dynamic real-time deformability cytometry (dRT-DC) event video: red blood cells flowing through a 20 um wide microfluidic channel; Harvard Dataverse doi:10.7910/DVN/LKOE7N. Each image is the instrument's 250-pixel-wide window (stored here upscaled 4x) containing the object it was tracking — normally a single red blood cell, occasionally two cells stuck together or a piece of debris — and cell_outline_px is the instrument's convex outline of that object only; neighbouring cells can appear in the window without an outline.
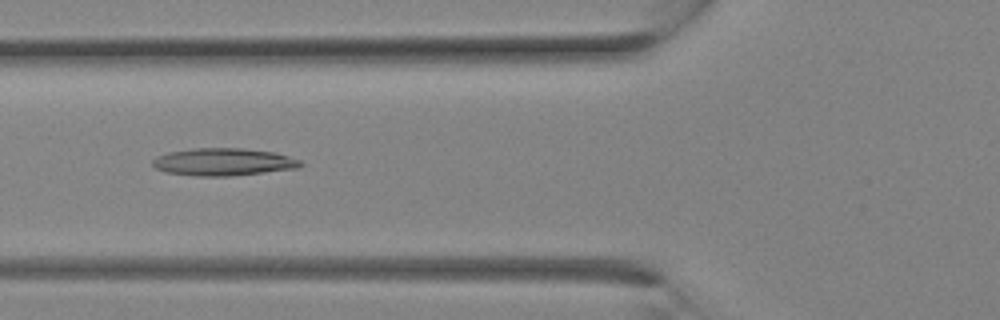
{"species": "Egyptian fruit bat (a non-hibernating species)", "species_latin": "Rousettus aegyptiacus", "temperature_condition": "room temperature", "stored_images_in_passage": 13, "camera_frame_rate_fps": 3000, "um_per_image_px": 0.085, "animal": {"sex": "female"}, "frame": {"image": 1, "passage_image": 10, "time_ms": 3.0, "image_size_px": [1000, 320], "cell_outline_px": [[304, 164], [300, 168], [228, 176], [196, 176], [164, 172], [156, 168], [152, 164], [152, 160], [156, 156], [168, 152], [192, 148], [244, 148], [276, 152], [300, 160]], "centroid_in_image_um": [18.99, 13.76], "position_along_channel_um": 106.8, "area_um2": 23.87}}
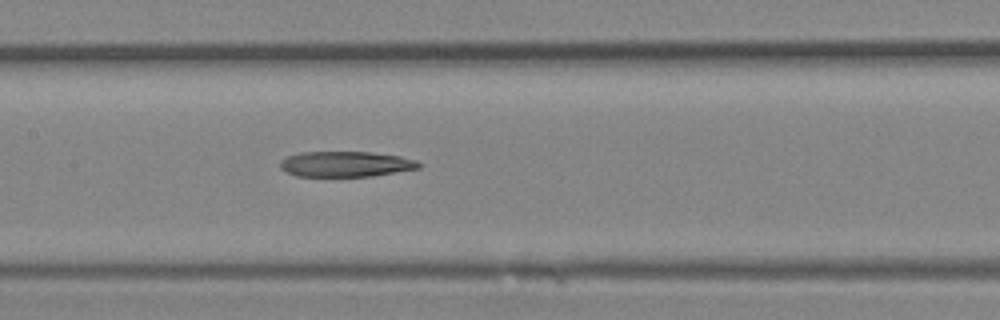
{"frame": {"image": 2, "passage_image": 13, "time_ms": 4.0, "image_size_px": [1000, 320], "cell_outline_px": [[420, 168], [372, 176], [296, 176], [280, 168], [280, 160], [288, 156], [300, 152], [368, 152], [400, 156], [416, 160], [420, 164]], "centroid_in_image_um": [29.37, 13.94], "position_along_channel_um": 178.0, "area_um2": 20.46}}